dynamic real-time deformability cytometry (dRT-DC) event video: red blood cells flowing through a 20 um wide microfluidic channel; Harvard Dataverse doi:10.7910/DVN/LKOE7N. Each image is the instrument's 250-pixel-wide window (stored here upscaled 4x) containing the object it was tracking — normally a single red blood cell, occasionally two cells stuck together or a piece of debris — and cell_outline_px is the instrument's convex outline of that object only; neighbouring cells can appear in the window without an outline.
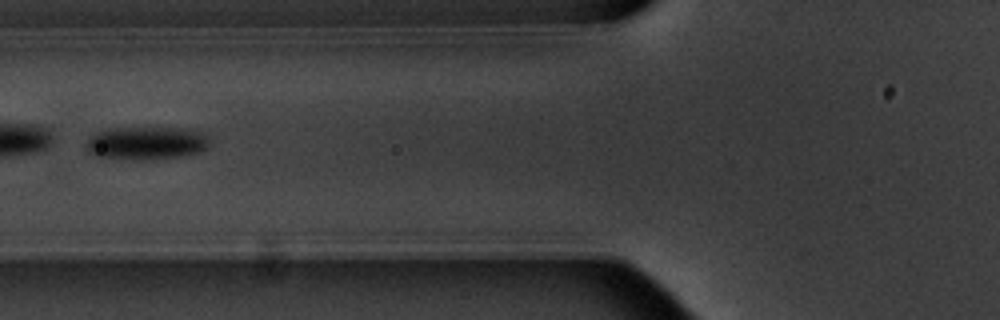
{"species": "common noctule bat (a hibernating species)", "species_latin": "Nyctalus noctula", "temperature_condition": "warm", "stored_images_in_passage": 14, "camera_frame_rate_fps": 3000, "um_per_image_px": 0.085, "animal": {"sex": "male", "body_mass_g": 20.1, "forearm_length_mm": 53.5}, "frame": {"image": 1, "passage_image": 5, "time_ms": 5.667, "image_size_px": [1000, 320], "cell_outline_px": [[208, 148], [200, 152], [180, 156], [96, 156], [88, 152], [84, 144], [88, 136], [96, 132], [108, 128], [196, 128], [204, 132], [208, 136]], "centroid_in_image_um": [12.47, 12.07], "position_along_channel_um": 113.3, "area_um2": 22.95}, "authors_computed_cell_mechanics": {"area_um2": 25.2297, "velocity_mm_per_s": 3.5334, "shape_relaxation_time_tau1_ms": 2.0722, "shape_relaxation_time_tau2_ms": null, "deformation_change_tau1": 0.1792, "deformation_change_tau2": null}}